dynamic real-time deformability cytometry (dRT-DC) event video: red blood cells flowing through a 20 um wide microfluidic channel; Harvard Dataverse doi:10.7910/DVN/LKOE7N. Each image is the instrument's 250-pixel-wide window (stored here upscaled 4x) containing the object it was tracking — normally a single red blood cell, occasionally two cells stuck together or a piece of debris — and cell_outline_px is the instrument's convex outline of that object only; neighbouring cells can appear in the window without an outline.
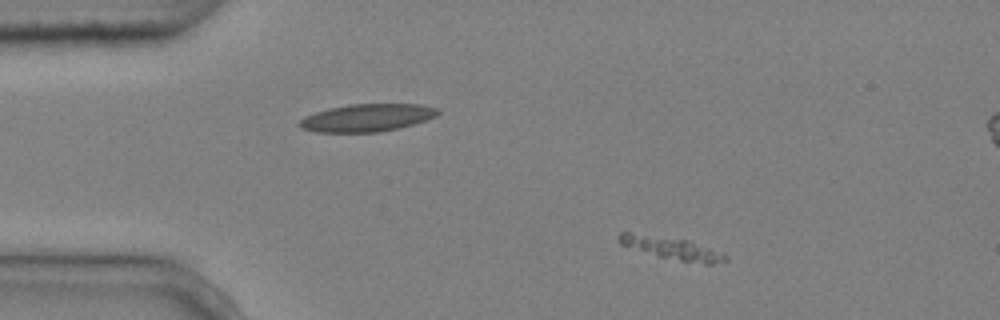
{"species": "common noctule bat (a hibernating species)", "species_latin": "Nyctalus noctula", "temperature_condition": "cold", "stored_images_in_passage": 3, "camera_frame_rate_fps": 3000, "um_per_image_px": 0.085, "animal": {"sex": "male", "body_mass_g": 20.4}, "frame": {"image": 1, "passage_image": 1, "time_ms": 0.0, "image_size_px": [1000, 320], "cell_outline_px": [[728, 260], [712, 264], [704, 264], [680, 260], [660, 256], [620, 244], [616, 240], [616, 236], [620, 232], [628, 232], [688, 240], [724, 252], [728, 256]], "centroid_in_image_um": [57.14, 21.09], "position_along_channel_um": 27.9, "area_um2": 13.7}}
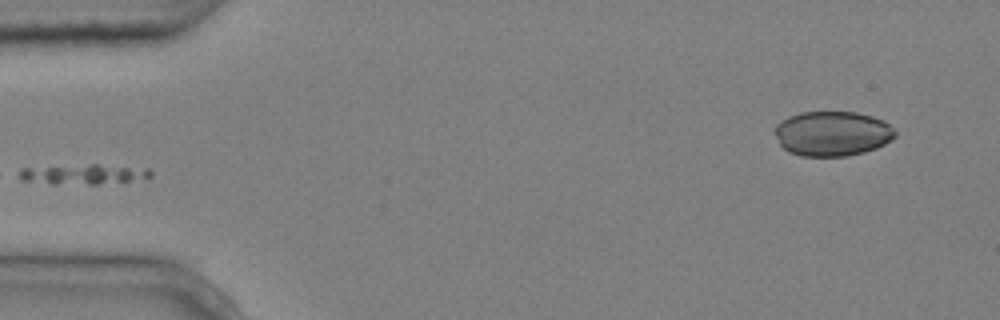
{"frame": {"image": 2, "passage_image": 3, "time_ms": 0.667, "image_size_px": [1000, 320], "cell_outline_px": [[152, 176], [128, 180], [100, 184], [52, 184], [20, 180], [20, 168], [92, 164], [96, 164], [148, 168], [152, 172]], "centroid_in_image_um": [7.05, 14.8], "position_along_channel_um": 77.9, "area_um2": 15.2}}